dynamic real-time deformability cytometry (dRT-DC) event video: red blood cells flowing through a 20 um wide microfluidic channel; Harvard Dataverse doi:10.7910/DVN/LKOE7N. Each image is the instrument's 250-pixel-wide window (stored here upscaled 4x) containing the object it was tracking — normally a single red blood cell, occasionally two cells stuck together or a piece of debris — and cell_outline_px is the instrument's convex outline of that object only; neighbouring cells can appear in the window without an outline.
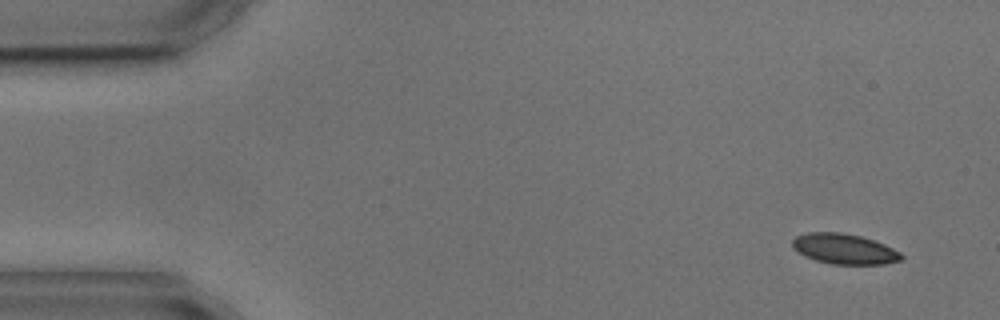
{"species": "common noctule bat (a hibernating species)", "species_latin": "Nyctalus noctula", "temperature_condition": "cold", "stored_images_in_passage": 5, "camera_frame_rate_fps": 3000, "um_per_image_px": 0.085, "animal": {"sex": "male", "body_mass_g": 17.9, "forearm_length_mm": 54.2}, "frame": {"image": 1, "passage_image": 1, "time_ms": 0.0, "image_size_px": [1000, 320], "cell_outline_px": [[904, 256], [900, 260], [884, 264], [832, 264], [816, 260], [804, 256], [792, 244], [792, 240], [796, 236], [808, 232], [840, 232], [860, 236], [884, 244], [900, 252]], "centroid_in_image_um": [71.77, 21.15], "position_along_channel_um": 13.2, "area_um2": 19.02}}
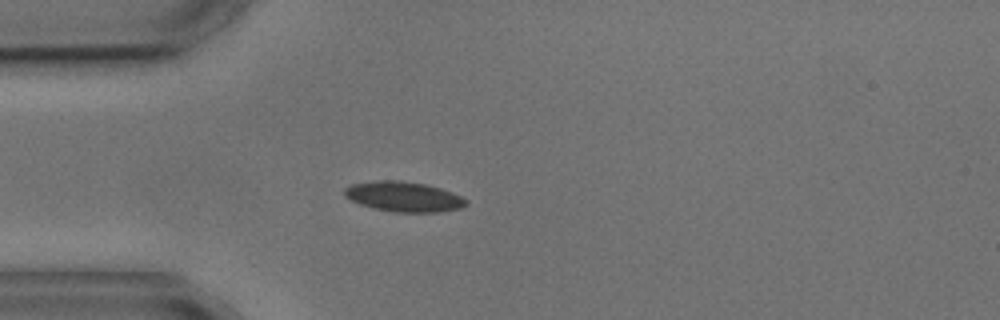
{"frame": {"image": 2, "passage_image": 4, "time_ms": 3.667, "image_size_px": [1000, 320], "cell_outline_px": [[468, 204], [460, 208], [440, 212], [396, 212], [372, 208], [360, 204], [344, 196], [344, 188], [352, 184], [376, 180], [400, 180], [424, 184], [440, 188], [452, 192], [468, 200]], "centroid_in_image_um": [34.31, 16.71], "position_along_channel_um": 50.7, "area_um2": 21.33}}